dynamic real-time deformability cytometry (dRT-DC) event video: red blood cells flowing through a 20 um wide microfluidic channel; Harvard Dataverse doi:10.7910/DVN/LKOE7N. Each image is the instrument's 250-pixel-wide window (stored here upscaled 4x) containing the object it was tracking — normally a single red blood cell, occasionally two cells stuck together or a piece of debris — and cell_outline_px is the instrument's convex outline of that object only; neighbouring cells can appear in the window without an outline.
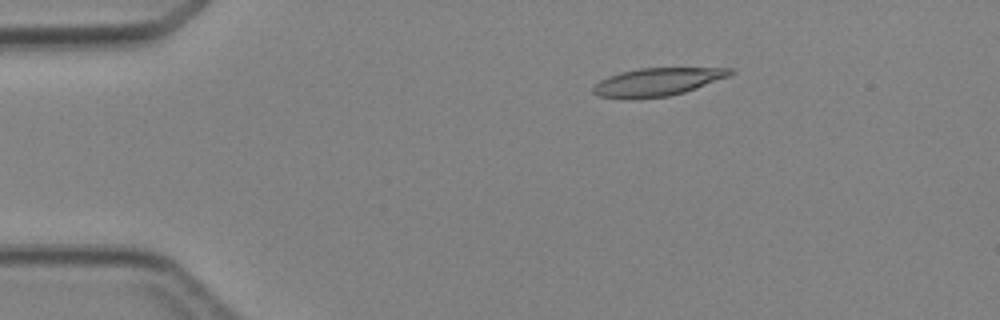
{"species": "Egyptian fruit bat (a non-hibernating species)", "species_latin": "Rousettus aegyptiacus", "temperature_condition": "cold", "stored_images_in_passage": 3, "camera_frame_rate_fps": 3000, "um_per_image_px": 0.085, "animal": {"sex": "female"}, "frame": {"image": 1, "passage_image": 1, "time_ms": 0.0, "image_size_px": [1000, 320], "cell_outline_px": [[736, 72], [728, 76], [696, 88], [684, 92], [668, 96], [596, 96], [592, 92], [592, 88], [600, 80], [608, 76], [620, 72], [640, 68], [732, 68]], "centroid_in_image_um": [55.92, 6.92], "position_along_channel_um": 29.1, "area_um2": 21.44}}
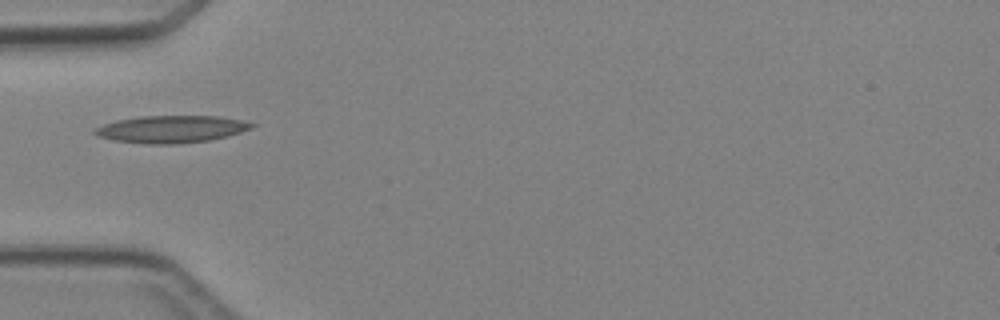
{"frame": {"image": 2, "passage_image": 3, "time_ms": 2.333, "image_size_px": [1000, 320], "cell_outline_px": [[256, 124], [252, 128], [228, 136], [212, 140], [176, 144], [144, 144], [112, 140], [96, 136], [92, 132], [96, 128], [104, 124], [116, 120], [140, 116], [220, 116], [240, 120]], "centroid_in_image_um": [14.54, 10.98], "position_along_channel_um": 70.5, "area_um2": 25.09}}